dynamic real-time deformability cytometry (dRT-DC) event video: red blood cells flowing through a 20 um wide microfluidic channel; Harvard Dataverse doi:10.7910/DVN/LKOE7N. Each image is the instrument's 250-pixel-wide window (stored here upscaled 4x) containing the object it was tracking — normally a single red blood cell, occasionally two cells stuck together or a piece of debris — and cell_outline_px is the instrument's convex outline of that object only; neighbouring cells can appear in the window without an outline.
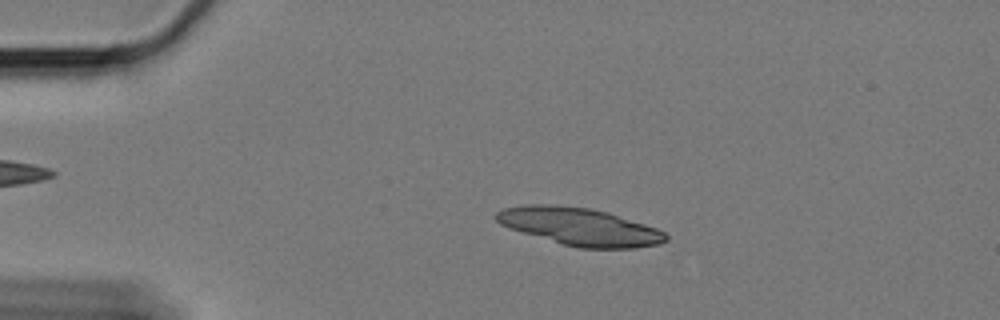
{"species": "Egyptian fruit bat (a non-hibernating species)", "species_latin": "Rousettus aegyptiacus", "temperature_condition": "cold", "stored_images_in_passage": 58, "segment_of_instrument_passage": [1, 2], "camera_frame_rate_fps": 3000, "um_per_image_px": 0.085, "animal": {"sex": "female"}, "frame": {"image": 1, "passage_image": 10, "time_ms": 3.0, "image_size_px": [1000, 320], "cell_outline_px": [[668, 240], [660, 244], [636, 248], [580, 248], [564, 244], [508, 228], [500, 224], [492, 216], [496, 212], [504, 208], [528, 204], [548, 204], [588, 208], [604, 212], [644, 224], [656, 228], [664, 232], [668, 236]], "centroid_in_image_um": [49.24, 19.27], "position_along_channel_um": 35.8, "area_um2": 36.7}}